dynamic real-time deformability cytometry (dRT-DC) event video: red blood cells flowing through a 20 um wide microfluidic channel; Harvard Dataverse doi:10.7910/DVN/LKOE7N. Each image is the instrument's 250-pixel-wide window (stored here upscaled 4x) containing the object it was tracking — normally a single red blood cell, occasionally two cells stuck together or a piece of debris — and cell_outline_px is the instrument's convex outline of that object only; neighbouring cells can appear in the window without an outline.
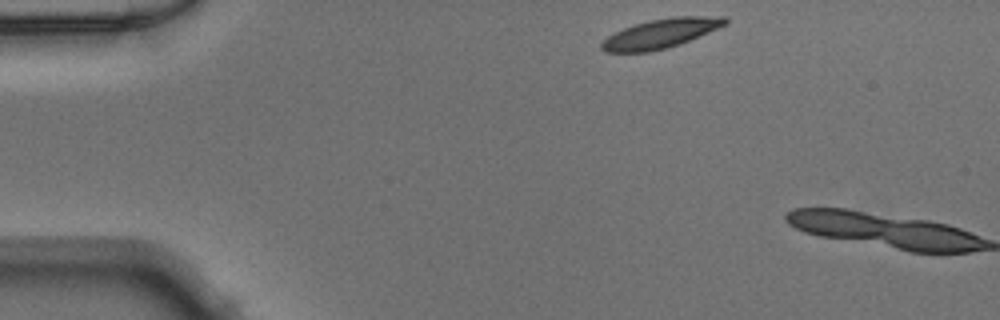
{"species": "Egyptian fruit bat (a non-hibernating species)", "species_latin": "Rousettus aegyptiacus", "temperature_condition": "warm", "stored_images_in_passage": 2, "camera_frame_rate_fps": 3000, "um_per_image_px": 0.085, "animal": {"sex": "male"}, "frame": {"image": 1, "passage_image": 1, "time_ms": 0.0, "image_size_px": [1000, 320], "cell_outline_px": [[728, 24], [680, 44], [648, 52], [604, 52], [600, 48], [600, 44], [608, 36], [624, 28], [636, 24], [652, 20], [672, 16], [728, 16]], "centroid_in_image_um": [56.2, 2.84], "position_along_channel_um": 28.8, "area_um2": 20.98}}